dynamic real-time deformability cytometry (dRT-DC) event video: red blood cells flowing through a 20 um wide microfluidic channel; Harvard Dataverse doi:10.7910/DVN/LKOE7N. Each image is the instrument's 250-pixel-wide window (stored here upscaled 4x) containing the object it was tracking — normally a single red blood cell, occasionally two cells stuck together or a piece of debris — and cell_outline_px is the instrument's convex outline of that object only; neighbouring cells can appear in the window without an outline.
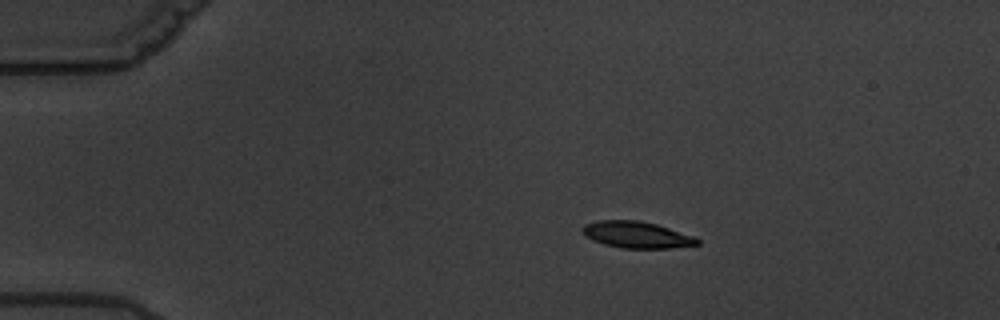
{"species": "common noctule bat (a hibernating species)", "species_latin": "Nyctalus noctula", "temperature_condition": "warm", "stored_images_in_passage": 5, "camera_frame_rate_fps": 3000, "um_per_image_px": 0.085, "animal": {"sex": "male", "body_mass_g": 19.5, "forearm_length_mm": 54.6}, "frame": {"image": 1, "passage_image": 3, "time_ms": 2.333, "image_size_px": [1000, 320], "cell_outline_px": [[700, 244], [672, 248], [620, 248], [604, 244], [592, 240], [584, 236], [580, 228], [584, 224], [596, 220], [636, 220], [656, 224], [692, 236], [700, 240]], "centroid_in_image_um": [54.05, 19.95], "position_along_channel_um": 31.0, "area_um2": 17.8}}